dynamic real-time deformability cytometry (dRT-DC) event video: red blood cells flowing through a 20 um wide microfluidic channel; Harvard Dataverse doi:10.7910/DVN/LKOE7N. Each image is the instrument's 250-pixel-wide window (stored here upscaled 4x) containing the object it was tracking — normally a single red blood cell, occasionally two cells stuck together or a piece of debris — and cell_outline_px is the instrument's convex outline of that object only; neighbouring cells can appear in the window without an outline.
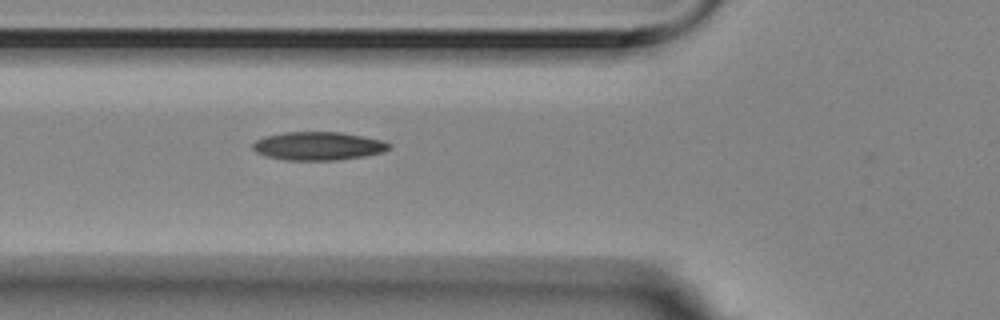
{"species": "Egyptian fruit bat (a non-hibernating species)", "species_latin": "Rousettus aegyptiacus", "temperature_condition": "room temperature", "stored_images_in_passage": 4, "camera_frame_rate_fps": 3000, "um_per_image_px": 0.085, "animal": {"sex": "female"}, "frame": {"image": 1, "passage_image": 4, "time_ms": 1.0, "image_size_px": [1000, 320], "cell_outline_px": [[392, 148], [384, 152], [364, 156], [336, 160], [288, 160], [268, 156], [256, 152], [252, 148], [252, 144], [256, 140], [264, 136], [284, 132], [340, 132], [364, 136], [384, 140], [392, 144]], "centroid_in_image_um": [27.1, 12.4], "position_along_channel_um": 98.7, "area_um2": 22.66}}